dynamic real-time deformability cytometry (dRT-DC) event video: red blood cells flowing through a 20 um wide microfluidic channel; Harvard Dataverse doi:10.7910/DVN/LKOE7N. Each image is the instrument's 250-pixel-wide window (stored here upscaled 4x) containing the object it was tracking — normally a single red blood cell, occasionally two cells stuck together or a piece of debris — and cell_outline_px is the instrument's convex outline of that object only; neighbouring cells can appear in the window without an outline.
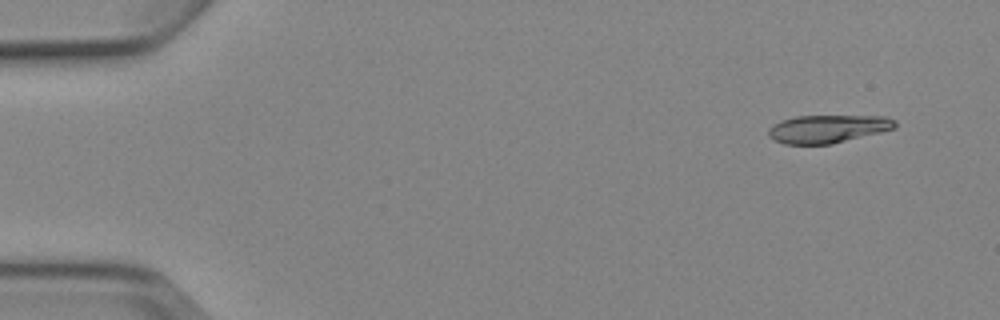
{"species": "Egyptian fruit bat (a non-hibernating species)", "species_latin": "Rousettus aegyptiacus", "temperature_condition": "cold", "stored_images_in_passage": 6, "camera_frame_rate_fps": 3000, "um_per_image_px": 0.085, "animal": {"sex": "female"}, "frame": {"image": 1, "passage_image": 2, "time_ms": 1.0, "image_size_px": [1000, 320], "cell_outline_px": [[896, 128], [832, 144], [784, 144], [768, 136], [768, 128], [780, 120], [796, 116], [884, 116], [896, 120]], "centroid_in_image_um": [70.35, 10.95], "position_along_channel_um": 14.6, "area_um2": 20.63}}
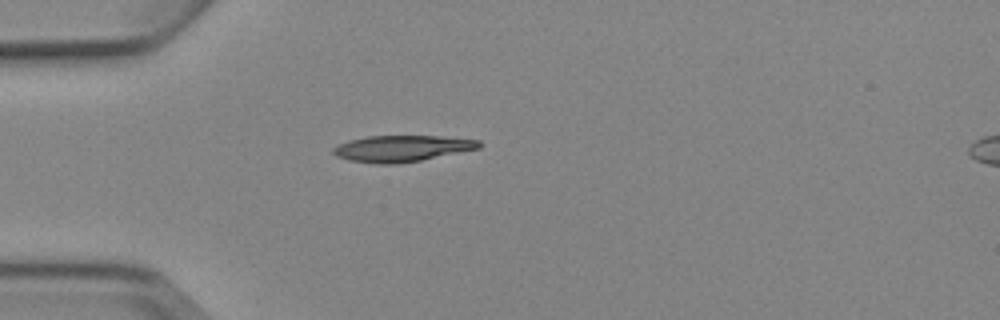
{"frame": {"image": 2, "passage_image": 5, "time_ms": 4.667, "image_size_px": [1000, 320], "cell_outline_px": [[480, 148], [400, 164], [376, 164], [348, 160], [336, 156], [332, 152], [332, 148], [348, 140], [368, 136], [440, 136], [480, 140]], "centroid_in_image_um": [34.12, 12.62], "position_along_channel_um": 50.9, "area_um2": 22.31}}